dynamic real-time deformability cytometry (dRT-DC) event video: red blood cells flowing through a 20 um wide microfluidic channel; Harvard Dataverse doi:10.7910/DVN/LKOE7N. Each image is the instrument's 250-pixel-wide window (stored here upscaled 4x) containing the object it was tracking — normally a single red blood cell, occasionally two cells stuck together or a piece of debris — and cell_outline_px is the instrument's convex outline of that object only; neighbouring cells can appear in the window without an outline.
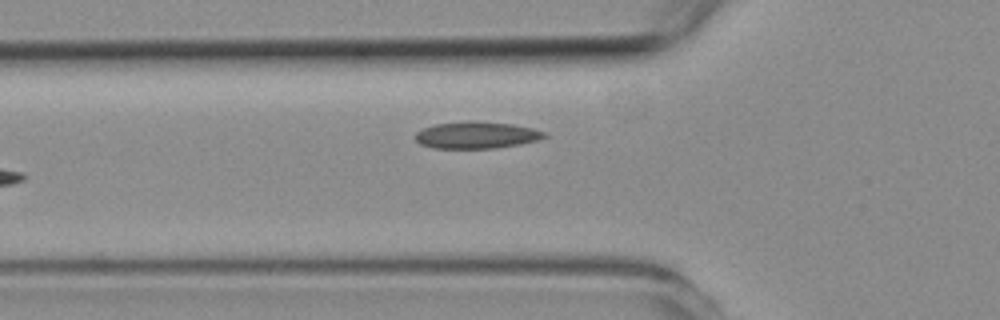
{"species": "common noctule bat (a hibernating species)", "species_latin": "Nyctalus noctula", "temperature_condition": "room temperature", "stored_images_in_passage": 7, "camera_frame_rate_fps": 3000, "um_per_image_px": 0.085, "animal": {"sex": "female", "body_mass_g": 19.3, "forearm_length_mm": 54.1}, "frame": {"image": 1, "passage_image": 7, "time_ms": 7.0, "image_size_px": [1000, 320], "cell_outline_px": [[548, 136], [540, 140], [520, 144], [496, 148], [432, 148], [420, 144], [416, 140], [416, 132], [424, 128], [436, 124], [476, 120], [512, 124], [532, 128], [548, 132]], "centroid_in_image_um": [40.56, 11.48], "position_along_channel_um": 85.2, "area_um2": 20.35}}